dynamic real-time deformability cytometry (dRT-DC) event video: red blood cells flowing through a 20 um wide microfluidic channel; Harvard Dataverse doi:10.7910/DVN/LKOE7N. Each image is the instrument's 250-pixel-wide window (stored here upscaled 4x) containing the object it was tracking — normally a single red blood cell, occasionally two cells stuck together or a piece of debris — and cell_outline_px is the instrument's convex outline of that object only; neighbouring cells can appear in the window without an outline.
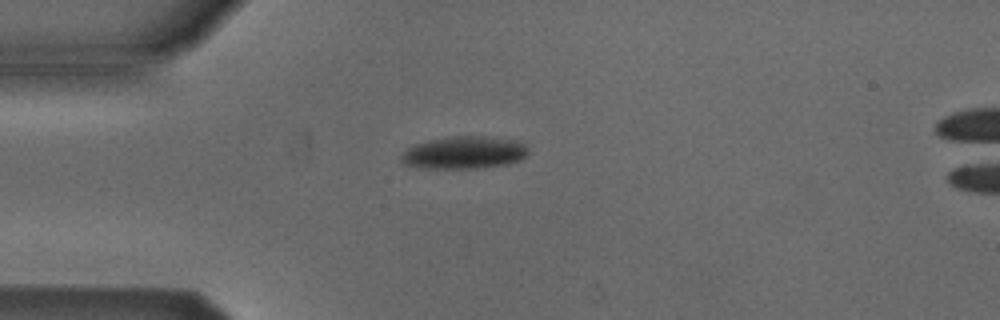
{"species": "Egyptian fruit bat (a non-hibernating species)", "species_latin": "Rousettus aegyptiacus", "temperature_condition": "cold", "stored_images_in_passage": 35, "camera_frame_rate_fps": 3000, "um_per_image_px": 0.085, "animal": {"sex": "male"}, "frame": {"image": 1, "passage_image": 1, "time_ms": 0.0, "image_size_px": [1000, 320], "cell_outline_px": [[528, 152], [520, 160], [508, 164], [480, 168], [424, 168], [404, 164], [400, 160], [400, 152], [412, 144], [428, 140], [448, 136], [484, 136], [508, 140], [524, 144], [528, 148]], "centroid_in_image_um": [39.36, 12.97], "position_along_channel_um": 45.6, "area_um2": 24.16}}
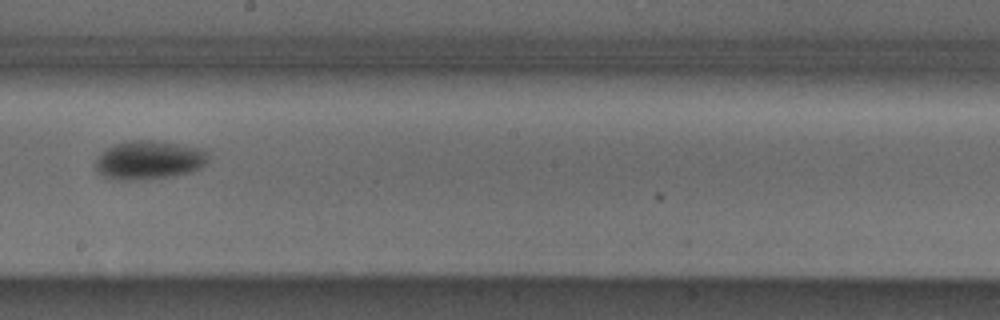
{"frame": {"image": 2, "passage_image": 17, "time_ms": 5.333, "image_size_px": [1000, 320], "cell_outline_px": [[208, 160], [200, 168], [188, 172], [172, 176], [132, 180], [120, 180], [104, 176], [96, 172], [96, 160], [108, 148], [116, 144], [128, 140], [152, 140], [200, 148], [208, 156]], "centroid_in_image_um": [12.65, 13.6], "position_along_channel_um": 235.6, "area_um2": 24.91}}
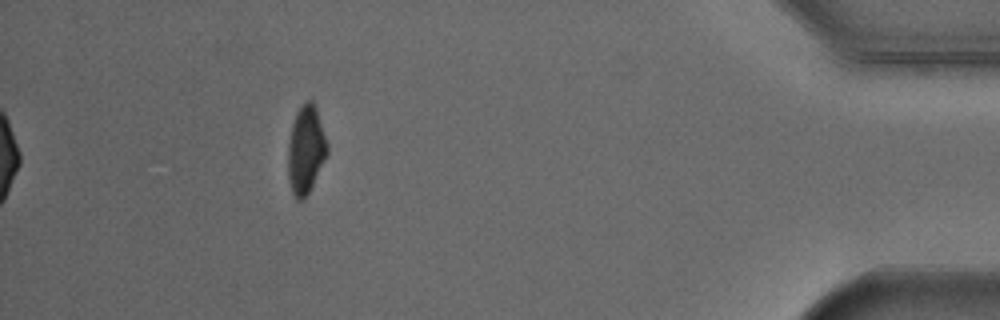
{"frame": {"image": 3, "passage_image": 35, "time_ms": 11.333, "image_size_px": [1000, 320], "cell_outline_px": [[328, 152], [312, 188], [304, 200], [296, 200], [292, 192], [288, 180], [288, 144], [292, 124], [296, 112], [304, 100], [312, 100], [316, 108], [328, 148]], "centroid_in_image_um": [25.98, 12.76], "position_along_channel_um": 409.2, "area_um2": 20.17}, "authors_computed_cell_mechanics": {"area_um2": 24.3338, "velocity_mm_per_s": 3.8929, "shape_relaxation_time_tau1_ms": 1.8979, "shape_relaxation_time_tau2_ms": null, "deformation_change_tau1": 0.0854, "deformation_change_tau2": null}}